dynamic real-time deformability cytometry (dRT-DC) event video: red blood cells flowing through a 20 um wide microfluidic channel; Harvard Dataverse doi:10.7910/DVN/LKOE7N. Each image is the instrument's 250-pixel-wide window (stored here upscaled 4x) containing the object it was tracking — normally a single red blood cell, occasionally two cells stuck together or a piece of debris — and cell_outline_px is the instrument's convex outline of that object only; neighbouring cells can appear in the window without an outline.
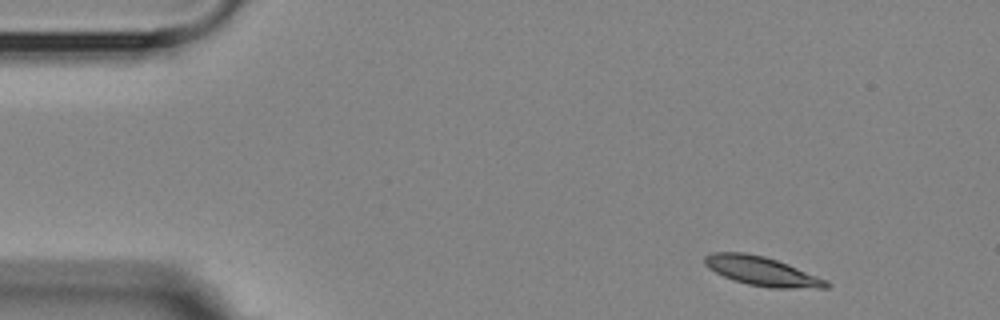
{"species": "Egyptian fruit bat (a non-hibernating species)", "species_latin": "Rousettus aegyptiacus", "temperature_condition": "room temperature", "stored_images_in_passage": 3, "camera_frame_rate_fps": 3000, "um_per_image_px": 0.085, "animal": {"sex": "female"}, "frame": {"image": 1, "passage_image": 1, "time_ms": 0.0, "image_size_px": [1000, 320], "cell_outline_px": [[832, 284], [828, 288], [768, 288], [748, 284], [732, 280], [708, 268], [704, 264], [704, 256], [712, 252], [744, 252], [764, 256], [788, 264], [828, 280]], "centroid_in_image_um": [64.77, 23.05], "position_along_channel_um": 20.2, "area_um2": 20.75}}